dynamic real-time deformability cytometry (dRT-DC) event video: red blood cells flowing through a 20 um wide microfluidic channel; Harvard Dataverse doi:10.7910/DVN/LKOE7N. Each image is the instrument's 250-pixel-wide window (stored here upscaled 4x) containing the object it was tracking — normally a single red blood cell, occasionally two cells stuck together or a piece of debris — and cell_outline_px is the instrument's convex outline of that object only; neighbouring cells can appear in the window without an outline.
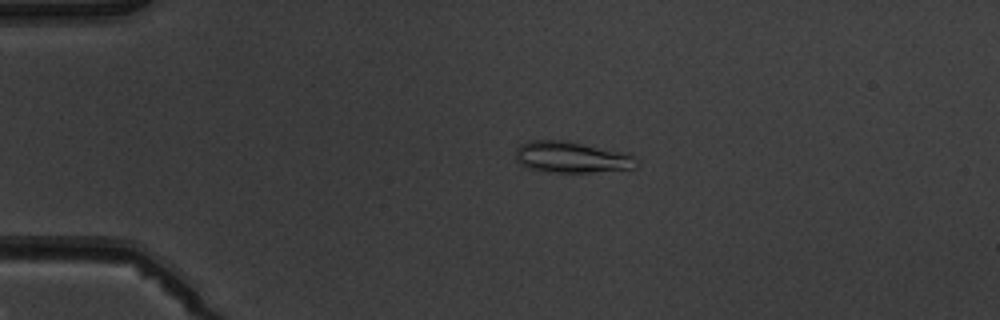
{"species": "common noctule bat (a hibernating species)", "species_latin": "Nyctalus noctula", "temperature_condition": "warm", "stored_images_in_passage": 4, "camera_frame_rate_fps": 3000, "um_per_image_px": 0.085, "animal": {"sex": "male", "body_mass_g": 19.5, "forearm_length_mm": 54.6}, "frame": {"image": 1, "passage_image": 3, "time_ms": 3.333, "image_size_px": [1000, 320], "cell_outline_px": [[640, 164], [636, 168], [588, 172], [552, 172], [528, 168], [516, 160], [516, 148], [520, 144], [528, 140], [568, 140], [624, 152], [640, 160]], "centroid_in_image_um": [48.61, 13.34], "position_along_channel_um": 36.4, "area_um2": 22.2}}